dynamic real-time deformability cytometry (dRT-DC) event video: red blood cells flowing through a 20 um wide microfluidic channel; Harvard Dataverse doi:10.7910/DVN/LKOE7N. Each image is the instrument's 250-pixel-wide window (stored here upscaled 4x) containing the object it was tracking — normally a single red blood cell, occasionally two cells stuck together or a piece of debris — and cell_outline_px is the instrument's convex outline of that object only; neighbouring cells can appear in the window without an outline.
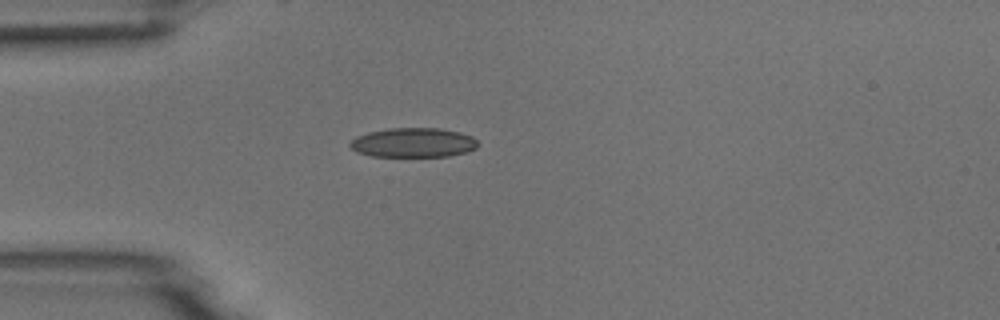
{"species": "common noctule bat (a hibernating species)", "species_latin": "Nyctalus noctula", "temperature_condition": "room temperature", "stored_images_in_passage": 1, "camera_frame_rate_fps": 3000, "um_per_image_px": 0.085, "animal": {"sex": "male", "body_mass_g": 18.8}, "frame": {"image": 1, "passage_image": 1, "time_ms": 0.0, "image_size_px": [1000, 320], "cell_outline_px": [[476, 148], [464, 152], [448, 156], [372, 156], [356, 152], [348, 144], [356, 136], [368, 132], [388, 128], [440, 128], [460, 132], [472, 136], [476, 140]], "centroid_in_image_um": [35.09, 12.11], "position_along_channel_um": 49.9, "area_um2": 21.85}}